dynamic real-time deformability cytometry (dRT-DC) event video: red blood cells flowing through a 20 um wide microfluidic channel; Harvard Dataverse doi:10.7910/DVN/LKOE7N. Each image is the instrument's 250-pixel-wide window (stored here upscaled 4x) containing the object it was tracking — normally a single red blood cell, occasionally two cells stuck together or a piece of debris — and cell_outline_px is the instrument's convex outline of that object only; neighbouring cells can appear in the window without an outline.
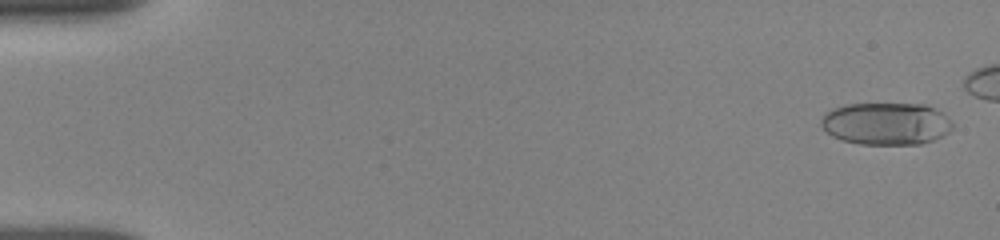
{"species": "human", "species_latin": "Homo sapiens", "temperature_condition": "room temperature", "stored_images_in_passage": 24, "camera_frame_rate_fps": 3000, "um_per_image_px": 0.085, "donor": {"sex": "female"}, "frame": {"image": 1, "passage_image": 2, "time_ms": 0.333, "image_size_px": [1000, 240], "cell_outline_px": [[952, 128], [944, 136], [920, 144], [860, 144], [840, 140], [832, 136], [820, 124], [820, 120], [824, 112], [832, 108], [844, 104], [924, 104], [944, 112], [952, 120]], "centroid_in_image_um": [75.32, 10.5], "position_along_channel_um": 9.7, "area_um2": 32.77}}
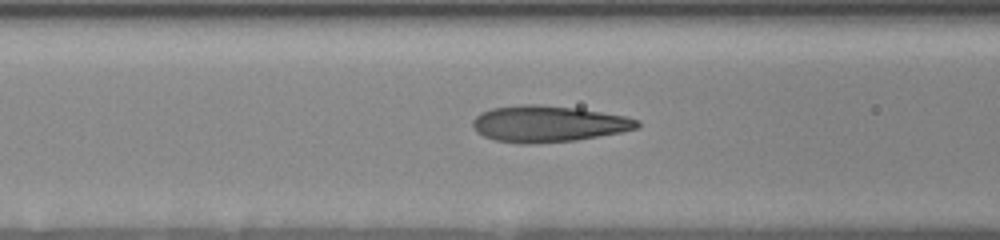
{"frame": {"image": 2, "passage_image": 17, "time_ms": 7.0, "image_size_px": [1000, 240], "cell_outline_px": [[640, 128], [600, 136], [576, 140], [528, 144], [524, 144], [496, 140], [484, 136], [476, 132], [472, 124], [472, 120], [480, 112], [492, 108], [520, 104], [536, 104], [580, 108], [624, 116], [640, 120]], "centroid_in_image_um": [46.6, 10.52], "position_along_channel_um": 120.0, "area_um2": 34.97}}
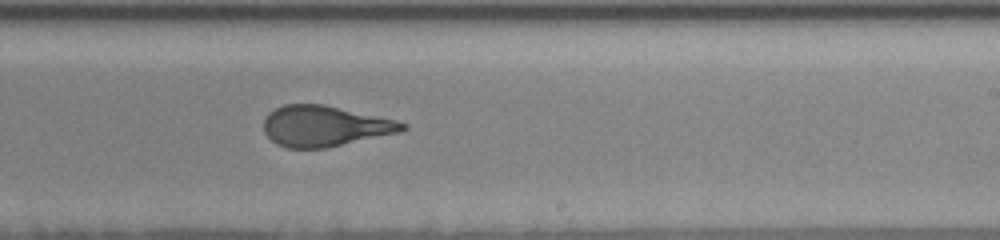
{"frame": {"image": 3, "passage_image": 24, "time_ms": 10.667, "image_size_px": [1000, 240], "cell_outline_px": [[408, 128], [400, 132], [324, 148], [288, 148], [276, 144], [264, 132], [264, 120], [268, 112], [284, 104], [324, 104], [396, 120], [408, 124]], "centroid_in_image_um": [27.59, 10.71], "position_along_channel_um": 261.4, "area_um2": 32.77}}